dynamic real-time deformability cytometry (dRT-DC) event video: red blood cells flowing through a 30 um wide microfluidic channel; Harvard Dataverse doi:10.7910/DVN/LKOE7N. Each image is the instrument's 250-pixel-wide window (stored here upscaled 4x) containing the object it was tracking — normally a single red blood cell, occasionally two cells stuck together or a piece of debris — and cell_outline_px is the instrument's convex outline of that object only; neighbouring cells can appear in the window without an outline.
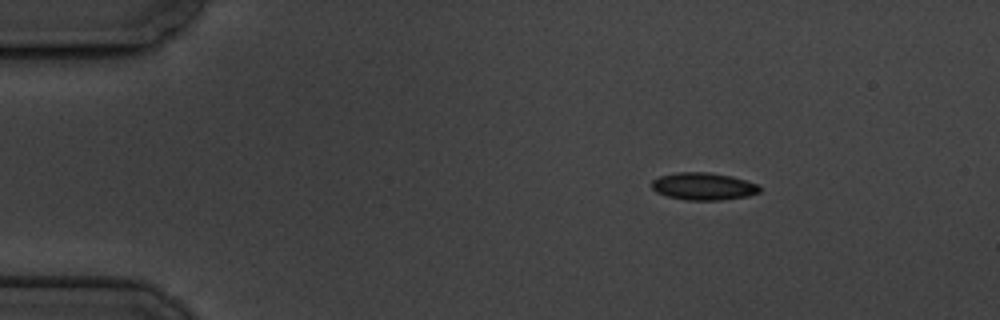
{"species": "common noctule bat (a hibernating species)", "species_latin": "Nyctalus noctula", "temperature_condition": "cold", "stored_images_in_passage": 4, "camera_frame_rate_fps": 3000, "um_per_image_px": 0.085, "animal": {"sex": "male", "body_mass_g": 19.5, "forearm_length_mm": 54.6}, "frame": {"image": 1, "passage_image": 1, "time_ms": 0.0, "image_size_px": [1000, 320], "cell_outline_px": [[760, 192], [748, 196], [720, 200], [684, 200], [668, 196], [656, 192], [652, 188], [652, 180], [660, 176], [680, 172], [712, 172], [732, 176], [756, 184], [760, 188]], "centroid_in_image_um": [59.78, 15.84], "position_along_channel_um": 25.2, "area_um2": 17.17}}